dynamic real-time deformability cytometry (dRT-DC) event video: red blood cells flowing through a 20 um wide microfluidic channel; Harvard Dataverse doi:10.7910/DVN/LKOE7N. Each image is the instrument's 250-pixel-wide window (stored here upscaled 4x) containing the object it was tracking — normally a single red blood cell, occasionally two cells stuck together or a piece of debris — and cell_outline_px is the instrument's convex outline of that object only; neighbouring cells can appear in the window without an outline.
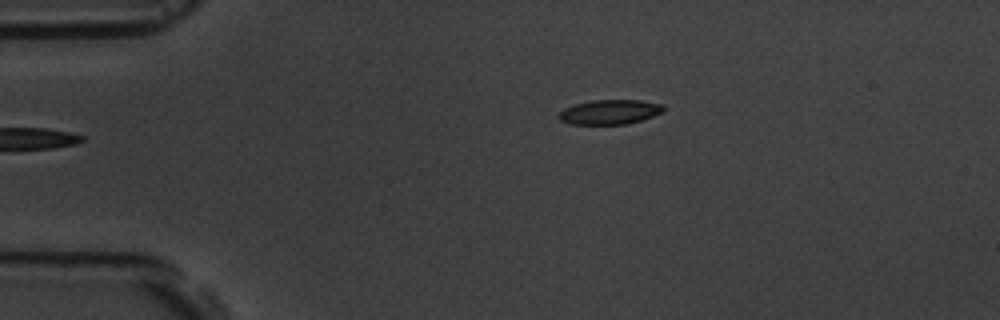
{"species": "common noctule bat (a hibernating species)", "species_latin": "Nyctalus noctula", "temperature_condition": "room temperature", "stored_images_in_passage": 6, "camera_frame_rate_fps": 3000, "um_per_image_px": 0.085, "animal": {"sex": "male", "body_mass_g": 19.5, "forearm_length_mm": 54.6}, "frame": {"image": 1, "passage_image": 1, "time_ms": 0.0, "image_size_px": [1000, 320], "cell_outline_px": [[664, 112], [628, 124], [568, 124], [560, 120], [556, 116], [564, 108], [576, 104], [592, 100], [640, 100], [660, 104], [664, 108]], "centroid_in_image_um": [51.79, 9.52], "position_along_channel_um": 33.2, "area_um2": 14.97}}
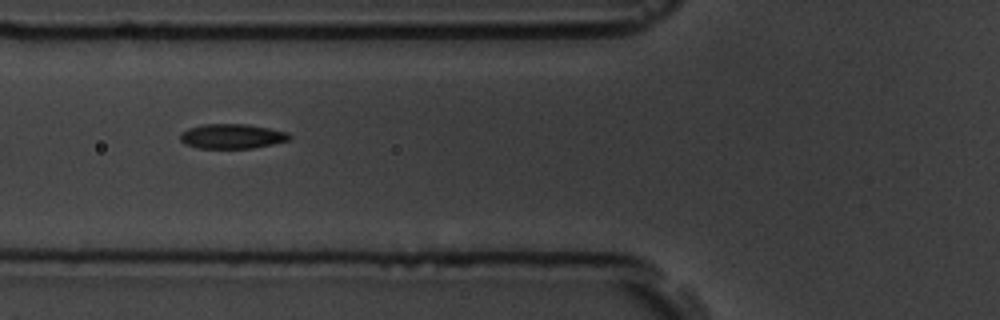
{"frame": {"image": 2, "passage_image": 4, "time_ms": 3.333, "image_size_px": [1000, 320], "cell_outline_px": [[292, 136], [288, 140], [272, 144], [252, 148], [200, 148], [184, 144], [180, 140], [180, 132], [188, 128], [204, 124], [248, 124], [288, 132]], "centroid_in_image_um": [19.7, 11.58], "position_along_channel_um": 106.1, "area_um2": 15.72}}
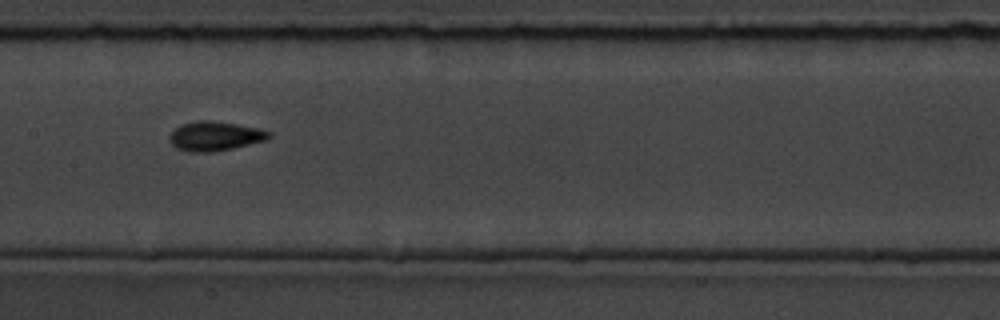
{"frame": {"image": 3, "passage_image": 6, "time_ms": 5.667, "image_size_px": [1000, 320], "cell_outline_px": [[272, 136], [268, 140], [232, 148], [212, 152], [192, 152], [176, 148], [168, 140], [168, 136], [180, 124], [196, 120], [208, 120], [236, 124], [260, 128], [272, 132]], "centroid_in_image_um": [18.29, 11.56], "position_along_channel_um": 189.1, "area_um2": 17.17}}